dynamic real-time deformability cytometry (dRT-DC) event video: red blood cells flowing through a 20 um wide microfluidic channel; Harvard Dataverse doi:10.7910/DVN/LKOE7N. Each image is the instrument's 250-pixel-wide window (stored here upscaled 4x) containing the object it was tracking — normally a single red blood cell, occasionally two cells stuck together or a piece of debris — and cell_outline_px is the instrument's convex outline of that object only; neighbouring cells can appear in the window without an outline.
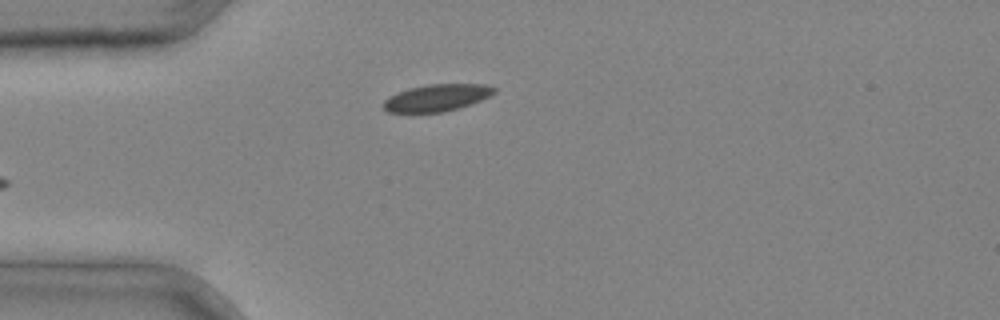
{"species": "common noctule bat (a hibernating species)", "species_latin": "Nyctalus noctula", "temperature_condition": "cold", "stored_images_in_passage": 2, "camera_frame_rate_fps": 3000, "um_per_image_px": 0.085, "animal": {"sex": "male", "body_mass_g": 20.4}, "frame": {"image": 1, "passage_image": 2, "time_ms": 0.333, "image_size_px": [1000, 320], "cell_outline_px": [[496, 92], [492, 96], [460, 108], [444, 112], [388, 112], [380, 104], [388, 96], [408, 88], [428, 84], [484, 84], [496, 88]], "centroid_in_image_um": [37.14, 8.31], "position_along_channel_um": 47.9, "area_um2": 17.63}}